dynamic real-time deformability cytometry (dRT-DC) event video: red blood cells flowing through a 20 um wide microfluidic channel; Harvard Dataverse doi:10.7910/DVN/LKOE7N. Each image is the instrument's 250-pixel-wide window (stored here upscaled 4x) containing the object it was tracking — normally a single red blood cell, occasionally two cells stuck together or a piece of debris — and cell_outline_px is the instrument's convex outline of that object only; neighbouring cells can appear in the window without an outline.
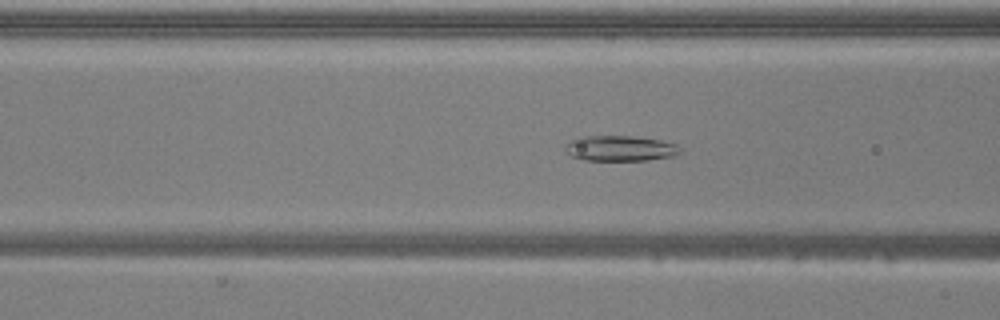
{"species": "common noctule bat (a hibernating species)", "species_latin": "Nyctalus noctula", "temperature_condition": "warm", "stored_images_in_passage": 51, "camera_frame_rate_fps": 3000, "um_per_image_px": 0.085, "animal": {"sex": "male", "body_mass_g": 20.5, "forearm_length_mm": 52.5}, "frame": {"image": 1, "passage_image": 20, "time_ms": 6.333, "image_size_px": [1000, 320], "cell_outline_px": [[680, 152], [676, 156], [648, 160], [584, 160], [572, 156], [564, 148], [572, 140], [580, 136], [632, 136], [660, 140], [676, 144], [680, 148]], "centroid_in_image_um": [52.75, 12.61], "position_along_channel_um": 113.9, "area_um2": 16.94}}
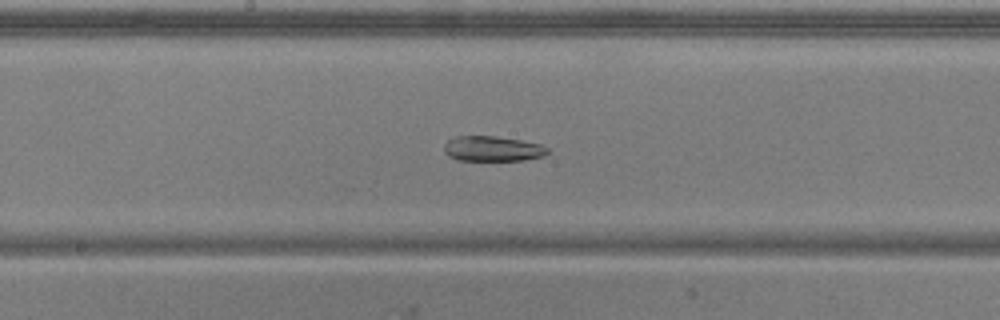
{"frame": {"image": 2, "passage_image": 27, "time_ms": 8.667, "image_size_px": [1000, 320], "cell_outline_px": [[548, 152], [544, 156], [524, 160], [456, 160], [448, 156], [444, 152], [444, 144], [448, 140], [456, 136], [496, 136], [520, 140], [540, 144], [548, 148]], "centroid_in_image_um": [41.84, 12.64], "position_along_channel_um": 206.4, "area_um2": 15.2}}
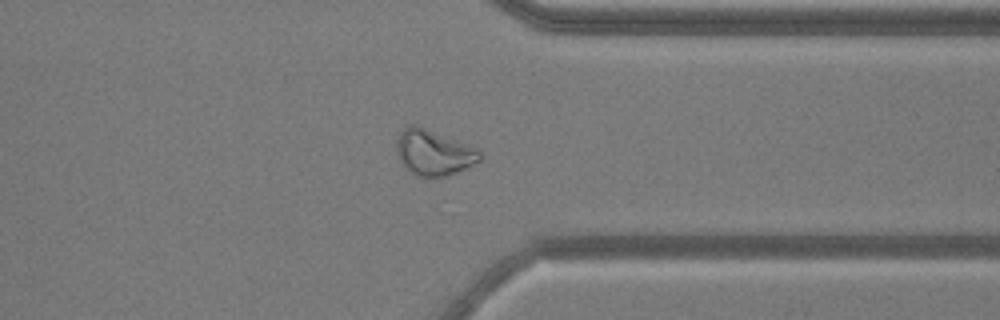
{"frame": {"image": 3, "passage_image": 40, "time_ms": 13.0, "image_size_px": [1000, 320], "cell_outline_px": [[480, 160], [448, 176], [416, 176], [408, 172], [404, 168], [396, 152], [396, 140], [400, 132], [408, 124], [420, 124], [468, 144], [476, 148], [480, 152]], "centroid_in_image_um": [36.8, 12.93], "position_along_channel_um": 374.6, "area_um2": 22.43}, "authors_computed_cell_mechanics": {"area_um2": 22.8888, "velocity_mm_per_s": 3.9447, "shape_relaxation_time_tau1_ms": null, "shape_relaxation_time_tau2_ms": 3.615, "deformation_change_tau1": null, "deformation_change_tau2": 0.1087}}